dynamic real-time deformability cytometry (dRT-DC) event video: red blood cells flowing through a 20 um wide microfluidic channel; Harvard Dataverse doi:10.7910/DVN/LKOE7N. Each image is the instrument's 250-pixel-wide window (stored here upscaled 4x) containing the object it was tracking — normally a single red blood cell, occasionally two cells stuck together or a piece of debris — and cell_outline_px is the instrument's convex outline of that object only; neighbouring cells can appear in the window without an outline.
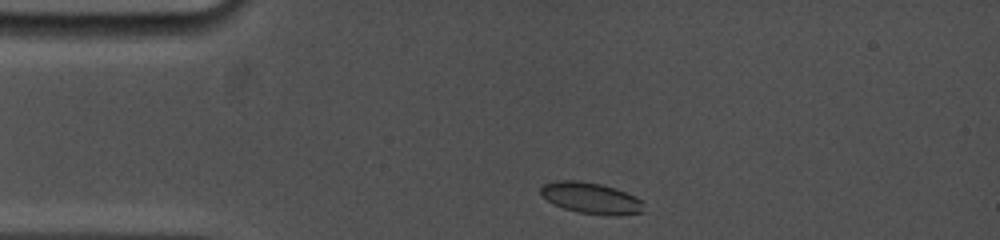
{"species": "common noctule bat (a hibernating species)", "species_latin": "Nyctalus noctula", "temperature_condition": "cold", "stored_images_in_passage": 22, "camera_frame_rate_fps": 5000, "um_per_image_px": 0.085, "animal": {"sex": "female", "body_mass_g": 19.0, "forearm_length_mm": 53.3}, "frame": {"image": 1, "passage_image": 1, "time_ms": 0.0, "image_size_px": [1000, 240], "cell_outline_px": [[644, 212], [616, 216], [576, 212], [564, 208], [548, 200], [540, 192], [540, 188], [544, 184], [556, 180], [576, 180], [600, 184], [636, 196], [640, 200]], "centroid_in_image_um": [50.23, 16.84], "position_along_channel_um": 34.8, "area_um2": 18.44}}
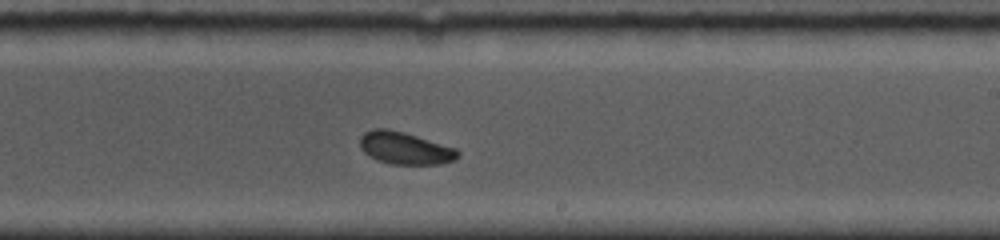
{"frame": {"image": 2, "passage_image": 14, "time_ms": 6.8, "image_size_px": [1000, 240], "cell_outline_px": [[460, 156], [456, 160], [440, 164], [392, 164], [376, 160], [368, 156], [360, 148], [360, 136], [364, 132], [372, 128], [388, 128], [404, 132], [456, 148], [460, 152]], "centroid_in_image_um": [34.41, 12.59], "position_along_channel_um": 254.6, "area_um2": 18.67}}
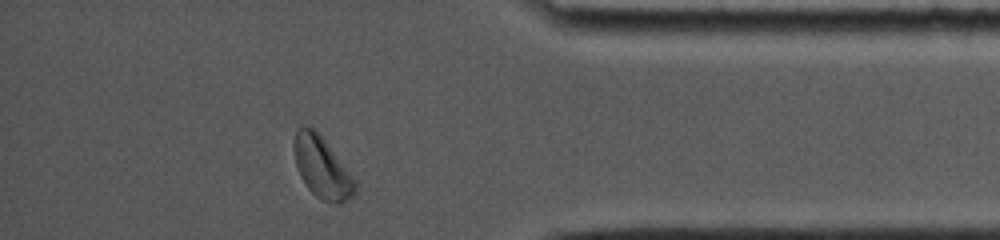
{"frame": {"image": 3, "passage_image": 22, "time_ms": 11.2, "image_size_px": [1000, 240], "cell_outline_px": [[356, 192], [352, 196], [340, 204], [332, 204], [320, 200], [308, 188], [300, 176], [296, 168], [296, 128], [316, 128], [320, 132], [356, 180]], "centroid_in_image_um": [27.42, 14.27], "position_along_channel_um": 407.8, "area_um2": 21.73}, "authors_computed_cell_mechanics": {"area_um2": 18.496, "velocity_mm_per_s": 3.7442, "shape_relaxation_time_tau1_ms": 4.4057, "shape_relaxation_time_tau2_ms": 2.8864, "deformation_change_tau1": 0.0831, "deformation_change_tau2": 0.0671}}